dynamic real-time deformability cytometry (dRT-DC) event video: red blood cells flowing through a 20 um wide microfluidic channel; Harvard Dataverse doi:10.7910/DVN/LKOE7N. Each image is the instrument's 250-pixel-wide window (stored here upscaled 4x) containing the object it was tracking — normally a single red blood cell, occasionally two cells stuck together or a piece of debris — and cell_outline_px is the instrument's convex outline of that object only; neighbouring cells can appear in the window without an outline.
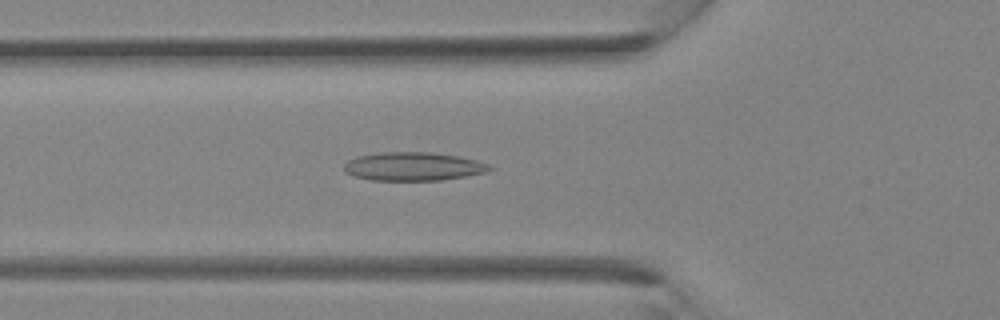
{"species": "Egyptian fruit bat (a non-hibernating species)", "species_latin": "Rousettus aegyptiacus", "temperature_condition": "room temperature", "stored_images_in_passage": 30, "camera_frame_rate_fps": 3000, "um_per_image_px": 0.085, "animal": {"sex": "female"}, "frame": {"image": 1, "passage_image": 6, "time_ms": 1.667, "image_size_px": [1000, 320], "cell_outline_px": [[492, 168], [484, 172], [464, 176], [440, 180], [372, 180], [352, 176], [344, 172], [344, 164], [348, 160], [356, 156], [380, 152], [432, 152], [460, 156], [476, 160], [488, 164]], "centroid_in_image_um": [35.06, 14.14], "position_along_channel_um": 90.7, "area_um2": 24.16}}
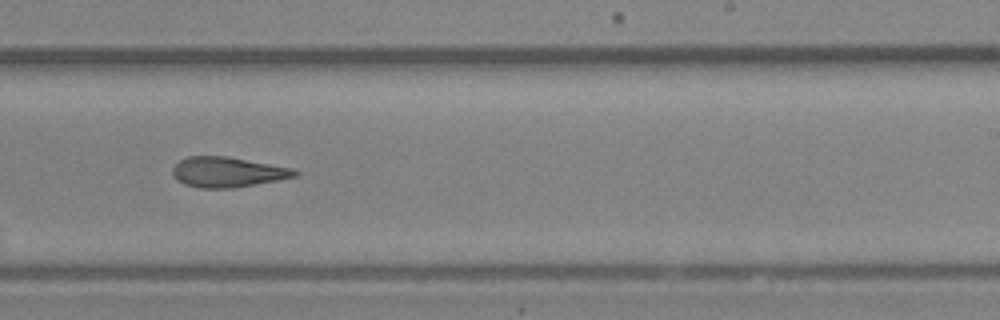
{"frame": {"image": 2, "passage_image": 16, "time_ms": 5.0, "image_size_px": [1000, 320], "cell_outline_px": [[300, 172], [296, 176], [256, 184], [232, 188], [200, 188], [184, 184], [176, 180], [172, 176], [172, 168], [180, 160], [188, 156], [228, 156], [292, 168]], "centroid_in_image_um": [19.3, 14.62], "position_along_channel_um": 269.7, "area_um2": 21.5}}
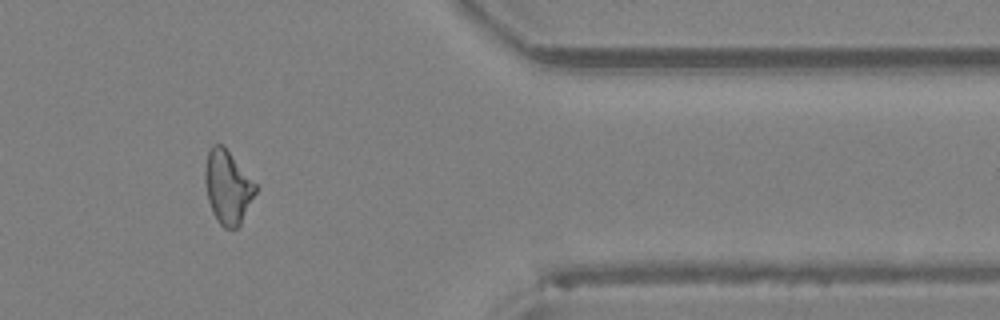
{"frame": {"image": 3, "passage_image": 24, "time_ms": 7.667, "image_size_px": [1000, 320], "cell_outline_px": [[256, 192], [240, 224], [236, 228], [224, 228], [216, 220], [212, 212], [208, 200], [204, 180], [204, 168], [208, 152], [212, 144], [220, 144], [228, 152], [256, 184]], "centroid_in_image_um": [19.32, 15.93], "position_along_channel_um": 392.1, "area_um2": 21.21}}